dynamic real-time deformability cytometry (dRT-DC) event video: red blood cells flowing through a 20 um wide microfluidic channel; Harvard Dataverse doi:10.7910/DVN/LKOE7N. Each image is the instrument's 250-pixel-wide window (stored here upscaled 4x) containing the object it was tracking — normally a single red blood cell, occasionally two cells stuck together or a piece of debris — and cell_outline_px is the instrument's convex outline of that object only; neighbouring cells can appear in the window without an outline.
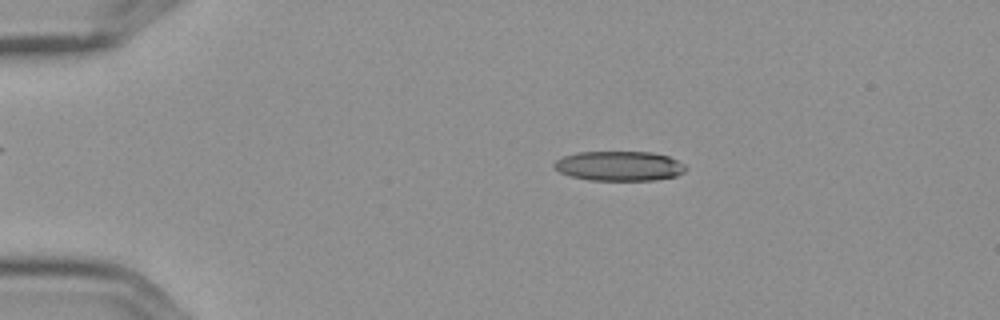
{"species": "Egyptian fruit bat (a non-hibernating species)", "species_latin": "Rousettus aegyptiacus", "temperature_condition": "cold", "stored_images_in_passage": 5, "camera_frame_rate_fps": 3000, "um_per_image_px": 0.085, "frame": {"image": 1, "passage_image": 4, "time_ms": 1.0, "image_size_px": [1000, 320], "cell_outline_px": [[688, 168], [684, 172], [676, 176], [656, 180], [588, 180], [572, 176], [560, 172], [552, 164], [556, 160], [564, 156], [576, 152], [652, 152], [668, 156], [684, 164]], "centroid_in_image_um": [52.66, 14.11], "position_along_channel_um": 32.3, "area_um2": 22.77}}